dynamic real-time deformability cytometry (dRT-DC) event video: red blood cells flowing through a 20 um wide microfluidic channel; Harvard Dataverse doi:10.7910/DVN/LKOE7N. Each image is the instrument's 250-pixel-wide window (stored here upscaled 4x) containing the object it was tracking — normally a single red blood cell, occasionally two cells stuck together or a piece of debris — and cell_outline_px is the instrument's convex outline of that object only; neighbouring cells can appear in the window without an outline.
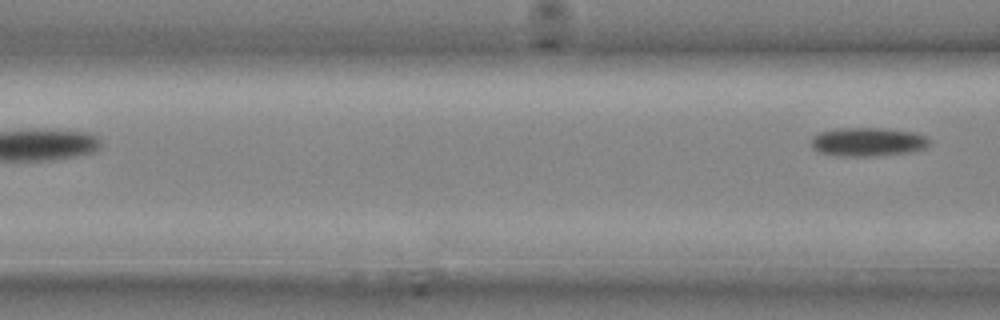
{"species": "common noctule bat (a hibernating species)", "species_latin": "Nyctalus noctula", "temperature_condition": "cold", "stored_images_in_passage": 5, "segment_of_instrument_passage": [2, 2], "camera_frame_rate_fps": 3000, "um_per_image_px": 0.085, "animal": {"sex": "male", "body_mass_g": 20.4}, "frame": {"image": 1, "passage_image": 5, "time_ms": 1.333, "image_size_px": [1000, 320], "cell_outline_px": [[928, 144], [924, 148], [908, 152], [868, 156], [832, 156], [816, 152], [812, 148], [812, 136], [820, 132], [840, 128], [884, 128], [912, 132], [924, 136], [928, 140]], "centroid_in_image_um": [73.67, 12.06], "position_along_channel_um": 92.9, "area_um2": 19.65}}